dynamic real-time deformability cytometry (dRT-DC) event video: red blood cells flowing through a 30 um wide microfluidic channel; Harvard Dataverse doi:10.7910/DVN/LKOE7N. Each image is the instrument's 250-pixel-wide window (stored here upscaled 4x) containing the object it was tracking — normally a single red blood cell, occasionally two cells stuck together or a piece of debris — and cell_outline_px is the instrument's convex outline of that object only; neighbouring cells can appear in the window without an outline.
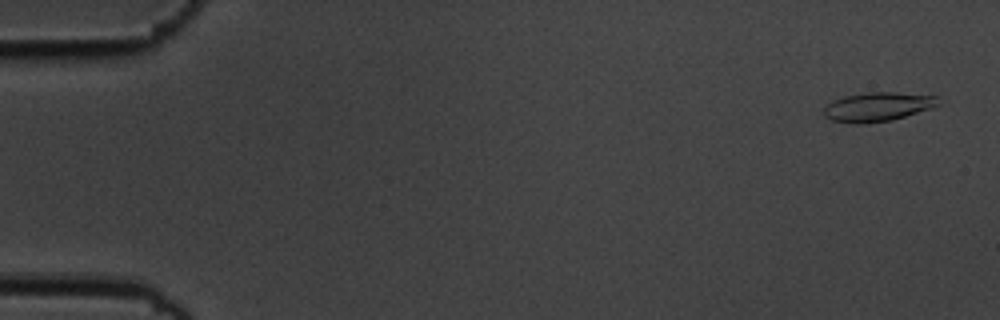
{"species": "common noctule bat (a hibernating species)", "species_latin": "Nyctalus noctula", "temperature_condition": "cold", "stored_images_in_passage": 6, "camera_frame_rate_fps": 3000, "um_per_image_px": 0.085, "animal": {"sex": "male", "body_mass_g": 19.5, "forearm_length_mm": 54.6}, "frame": {"image": 1, "passage_image": 1, "time_ms": 0.0, "image_size_px": [1000, 320], "cell_outline_px": [[940, 104], [932, 108], [892, 120], [864, 124], [856, 124], [832, 120], [824, 116], [824, 108], [832, 100], [844, 96], [868, 92], [892, 92], [936, 96]], "centroid_in_image_um": [74.58, 9.08], "position_along_channel_um": 10.4, "area_um2": 19.36}}